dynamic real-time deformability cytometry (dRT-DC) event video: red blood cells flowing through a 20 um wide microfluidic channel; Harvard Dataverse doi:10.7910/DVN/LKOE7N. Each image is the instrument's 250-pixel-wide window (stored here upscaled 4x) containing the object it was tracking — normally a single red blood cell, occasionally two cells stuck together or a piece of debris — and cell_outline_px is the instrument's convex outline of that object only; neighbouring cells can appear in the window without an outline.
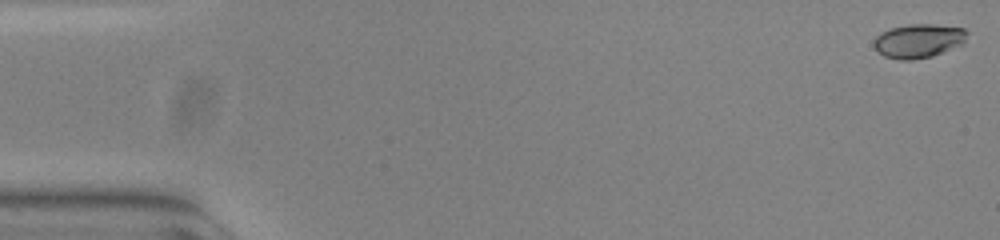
{"species": "common noctule bat (a hibernating species)", "species_latin": "Nyctalus noctula", "temperature_condition": "warm", "stored_images_in_passage": 54, "camera_frame_rate_fps": 3000, "um_per_image_px": 0.085, "animal": {"sex": "female", "body_mass_g": 23.0, "forearm_length_mm": 53.4}, "frame": {"image": 1, "passage_image": 1, "time_ms": 0.0, "image_size_px": [1000, 240], "cell_outline_px": [[968, 32], [964, 44], [932, 56], [912, 60], [900, 60], [884, 56], [872, 44], [872, 40], [880, 32], [892, 28], [908, 24], [936, 24], [964, 28]], "centroid_in_image_um": [78.08, 3.46], "position_along_channel_um": 6.9, "area_um2": 18.61}}
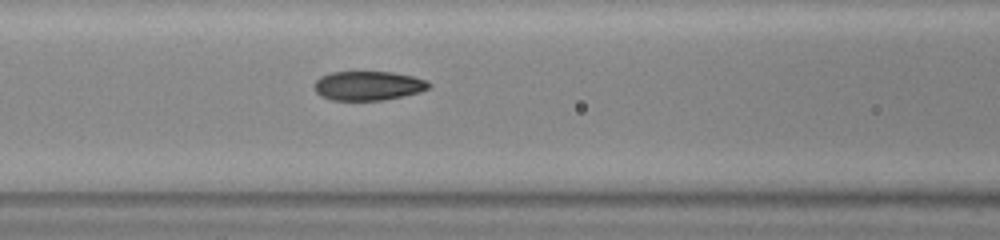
{"frame": {"image": 2, "passage_image": 23, "time_ms": 7.333, "image_size_px": [1000, 240], "cell_outline_px": [[432, 84], [428, 88], [420, 92], [404, 96], [384, 100], [332, 100], [320, 96], [316, 92], [316, 80], [320, 76], [332, 72], [392, 72], [412, 76], [428, 80]], "centroid_in_image_um": [31.33, 7.29], "position_along_channel_um": 135.3, "area_um2": 19.54}}
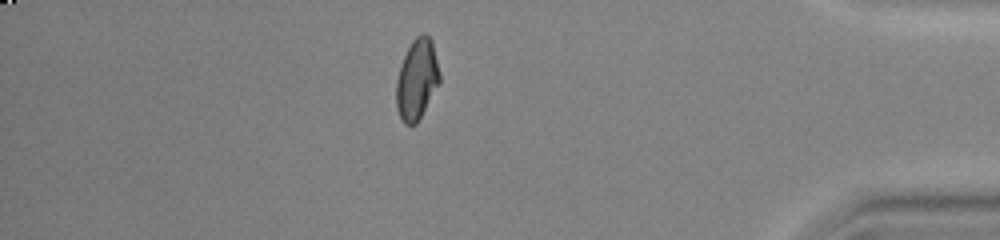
{"frame": {"image": 3, "passage_image": 47, "time_ms": 15.333, "image_size_px": [1000, 240], "cell_outline_px": [[440, 84], [416, 124], [404, 124], [400, 120], [396, 108], [396, 80], [404, 56], [412, 40], [416, 36], [424, 32], [432, 40], [440, 72]], "centroid_in_image_um": [35.44, 6.76], "position_along_channel_um": 399.8, "area_um2": 20.52}, "authors_computed_cell_mechanics": {"area_um2": 19.9988, "velocity_mm_per_s": 3.8106, "shape_relaxation_time_tau1_ms": 7.3169, "shape_relaxation_time_tau2_ms": 1.0854, "deformation_change_tau1": 0.2359, "deformation_change_tau2": 0.0555}}